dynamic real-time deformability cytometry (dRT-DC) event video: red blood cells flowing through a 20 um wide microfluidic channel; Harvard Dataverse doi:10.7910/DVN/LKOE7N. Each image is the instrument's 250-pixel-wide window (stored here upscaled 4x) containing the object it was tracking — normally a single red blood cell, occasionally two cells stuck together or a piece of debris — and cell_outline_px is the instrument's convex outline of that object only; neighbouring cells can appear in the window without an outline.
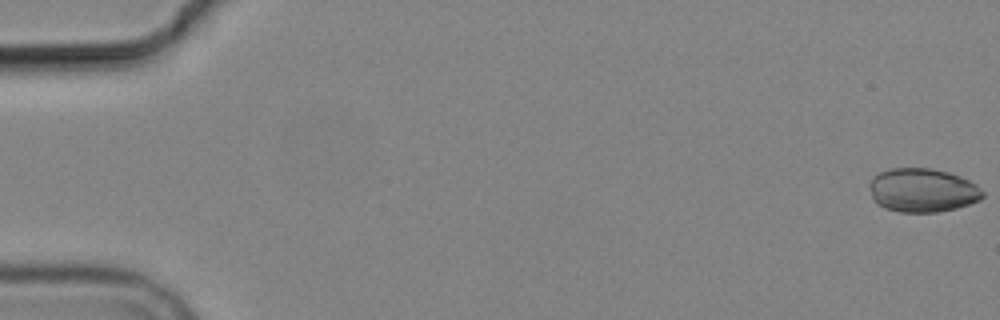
{"species": "common noctule bat (a hibernating species)", "species_latin": "Nyctalus noctula", "temperature_condition": "cold", "stored_images_in_passage": 5, "camera_frame_rate_fps": 3000, "um_per_image_px": 0.085, "animal": {"sex": "male", "body_mass_g": 19.2, "forearm_length_mm": 51.8}, "frame": {"image": 1, "passage_image": 1, "time_ms": 0.0, "image_size_px": [1000, 320], "cell_outline_px": [[984, 196], [980, 200], [956, 208], [936, 212], [900, 212], [884, 208], [876, 204], [872, 200], [868, 184], [872, 176], [888, 168], [932, 168], [948, 172], [960, 176], [976, 184], [984, 192]], "centroid_in_image_um": [78.37, 16.17], "position_along_channel_um": 6.6, "area_um2": 29.25}}
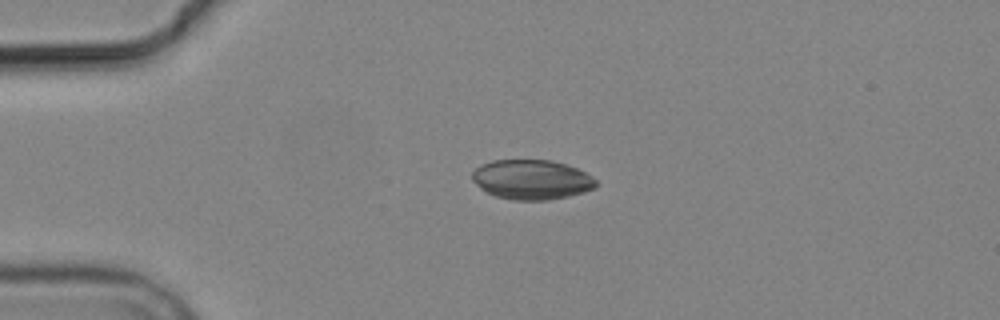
{"frame": {"image": 2, "passage_image": 4, "time_ms": 4.333, "image_size_px": [1000, 320], "cell_outline_px": [[600, 184], [596, 188], [584, 192], [568, 196], [548, 200], [516, 200], [496, 196], [480, 188], [472, 180], [472, 172], [480, 164], [492, 160], [552, 160], [576, 168], [592, 176]], "centroid_in_image_um": [45.21, 15.26], "position_along_channel_um": 39.8, "area_um2": 28.73}}